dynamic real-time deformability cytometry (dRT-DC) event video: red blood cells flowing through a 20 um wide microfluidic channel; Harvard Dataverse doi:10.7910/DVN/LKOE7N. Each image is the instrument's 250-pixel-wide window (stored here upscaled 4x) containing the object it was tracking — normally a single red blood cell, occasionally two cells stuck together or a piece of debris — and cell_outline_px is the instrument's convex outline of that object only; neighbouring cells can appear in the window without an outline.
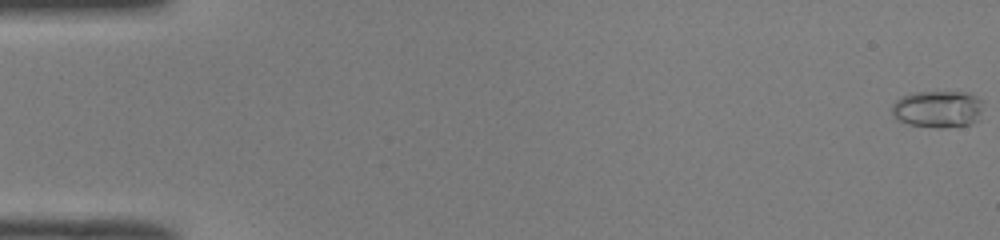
{"species": "common noctule bat (a hibernating species)", "species_latin": "Nyctalus noctula", "temperature_condition": "room temperature", "stored_images_in_passage": 52, "camera_frame_rate_fps": 3000, "um_per_image_px": 0.085, "animal": {"sex": "male", "body_mass_g": 19.0, "forearm_length_mm": 50.8}, "frame": {"image": 1, "passage_image": 1, "time_ms": 0.0, "image_size_px": [1000, 240], "cell_outline_px": [[984, 100], [980, 120], [968, 124], [944, 128], [936, 128], [908, 124], [892, 116], [892, 104], [896, 100], [904, 96], [916, 92], [968, 92]], "centroid_in_image_um": [79.76, 9.27], "position_along_channel_um": 5.2, "area_um2": 19.94}}
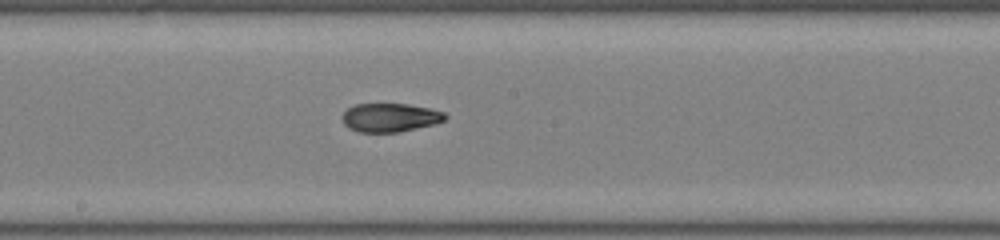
{"frame": {"image": 2, "passage_image": 29, "time_ms": 9.333, "image_size_px": [1000, 240], "cell_outline_px": [[448, 116], [444, 120], [436, 124], [396, 132], [360, 132], [348, 128], [344, 124], [340, 116], [348, 108], [356, 104], [408, 104], [428, 108], [444, 112]], "centroid_in_image_um": [33.14, 9.99], "position_along_channel_um": 215.1, "area_um2": 17.17}}
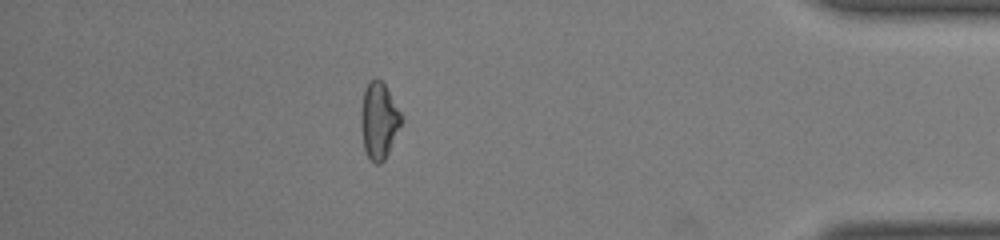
{"frame": {"image": 3, "passage_image": 46, "time_ms": 15.0, "image_size_px": [1000, 240], "cell_outline_px": [[404, 120], [384, 160], [380, 164], [376, 164], [368, 156], [364, 148], [360, 124], [360, 116], [364, 88], [368, 80], [376, 76], [384, 84], [400, 112]], "centroid_in_image_um": [32.19, 10.22], "position_along_channel_um": 403.0, "area_um2": 18.03}, "authors_computed_cell_mechanics": {"area_um2": 18.0047, "velocity_mm_per_s": 4.0302, "shape_relaxation_time_tau1_ms": 9.6462, "shape_relaxation_time_tau2_ms": 1.631, "deformation_change_tau1": 0.2747, "deformation_change_tau2": 0.075}}